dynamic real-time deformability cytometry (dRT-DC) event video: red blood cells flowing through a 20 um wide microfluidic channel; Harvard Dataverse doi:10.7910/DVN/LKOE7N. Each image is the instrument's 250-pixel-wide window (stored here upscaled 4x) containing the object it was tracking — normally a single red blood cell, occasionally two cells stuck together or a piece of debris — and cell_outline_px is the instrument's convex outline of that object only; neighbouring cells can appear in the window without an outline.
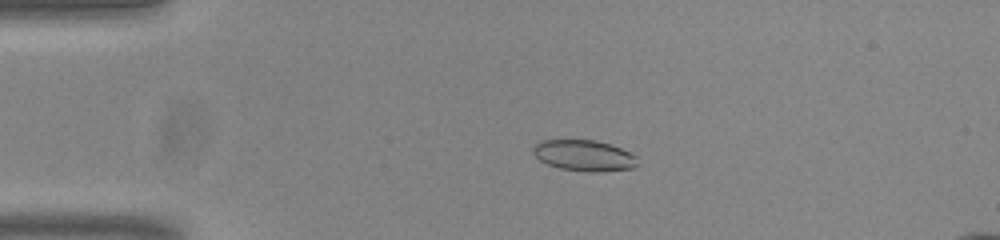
{"species": "common noctule bat (a hibernating species)", "species_latin": "Nyctalus noctula", "temperature_condition": "room temperature", "stored_images_in_passage": 50, "camera_frame_rate_fps": 3000, "um_per_image_px": 0.085, "animal": {"sex": "male", "body_mass_g": 20.0, "forearm_length_mm": 53.3}, "frame": {"image": 1, "passage_image": 8, "time_ms": 2.333, "image_size_px": [1000, 240], "cell_outline_px": [[640, 164], [632, 168], [592, 172], [560, 168], [548, 164], [540, 160], [532, 152], [532, 148], [540, 140], [596, 140], [620, 148], [636, 156]], "centroid_in_image_um": [49.64, 13.21], "position_along_channel_um": 35.4, "area_um2": 18.67}}
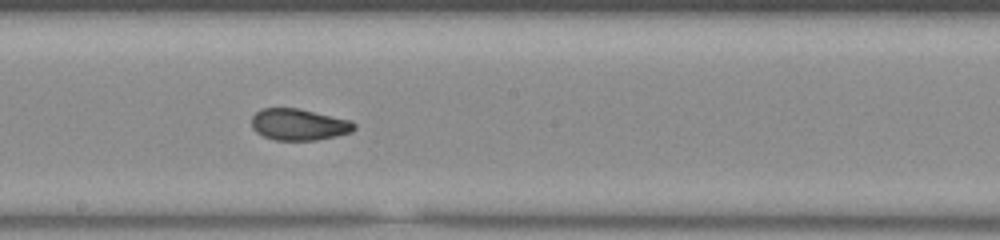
{"frame": {"image": 2, "passage_image": 26, "time_ms": 8.333, "image_size_px": [1000, 240], "cell_outline_px": [[356, 128], [352, 132], [336, 136], [316, 140], [276, 140], [264, 136], [256, 132], [252, 128], [252, 116], [260, 108], [296, 108], [348, 120], [356, 124]], "centroid_in_image_um": [25.38, 10.59], "position_along_channel_um": 222.8, "area_um2": 18.67}}
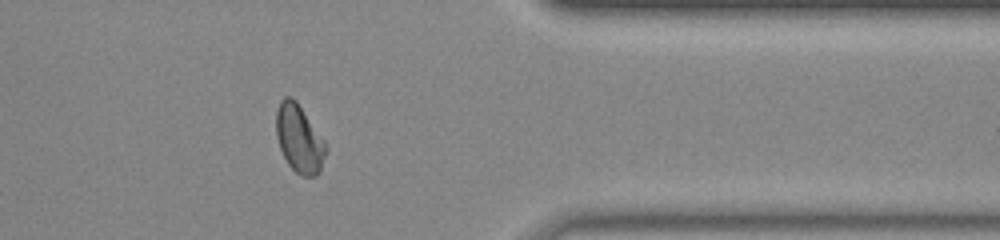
{"frame": {"image": 3, "passage_image": 40, "time_ms": 13.0, "image_size_px": [1000, 240], "cell_outline_px": [[328, 152], [320, 172], [316, 176], [300, 176], [288, 164], [280, 148], [276, 136], [276, 112], [280, 100], [284, 96], [292, 96], [296, 100], [324, 140]], "centroid_in_image_um": [25.44, 11.8], "position_along_channel_um": 386.0, "area_um2": 19.83}, "authors_computed_cell_mechanics": {"area_um2": 19.1607, "velocity_mm_per_s": 3.8237, "shape_relaxation_time_tau1_ms": null, "shape_relaxation_time_tau2_ms": 1.4642, "deformation_change_tau1": null, "deformation_change_tau2": 0.0543}}